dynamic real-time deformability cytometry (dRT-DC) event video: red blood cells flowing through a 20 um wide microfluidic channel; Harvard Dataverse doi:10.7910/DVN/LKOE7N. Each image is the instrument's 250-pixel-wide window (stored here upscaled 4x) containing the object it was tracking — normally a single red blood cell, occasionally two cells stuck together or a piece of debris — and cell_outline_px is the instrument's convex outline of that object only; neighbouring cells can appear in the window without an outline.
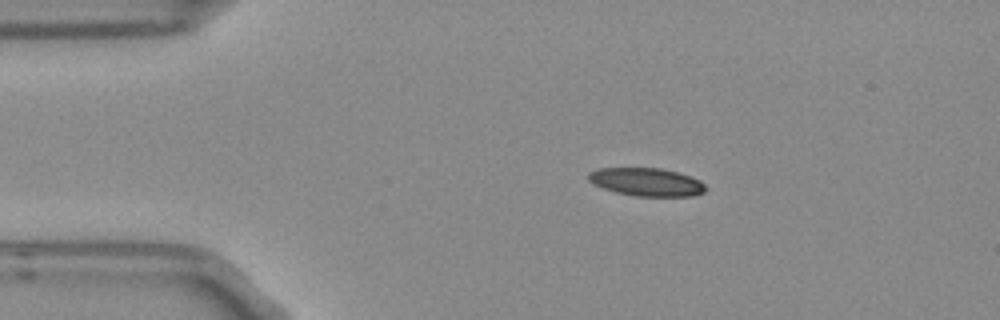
{"species": "Egyptian fruit bat (a non-hibernating species)", "species_latin": "Rousettus aegyptiacus", "temperature_condition": "room temperature", "stored_images_in_passage": 13, "camera_frame_rate_fps": 3000, "um_per_image_px": 0.085, "frame": {"image": 1, "passage_image": 2, "time_ms": 0.333, "image_size_px": [1000, 320], "cell_outline_px": [[708, 188], [704, 192], [692, 196], [636, 196], [616, 192], [592, 184], [588, 180], [588, 172], [596, 168], [660, 168], [680, 172], [692, 176], [700, 180]], "centroid_in_image_um": [54.97, 15.46], "position_along_channel_um": 30.0, "area_um2": 19.42}}
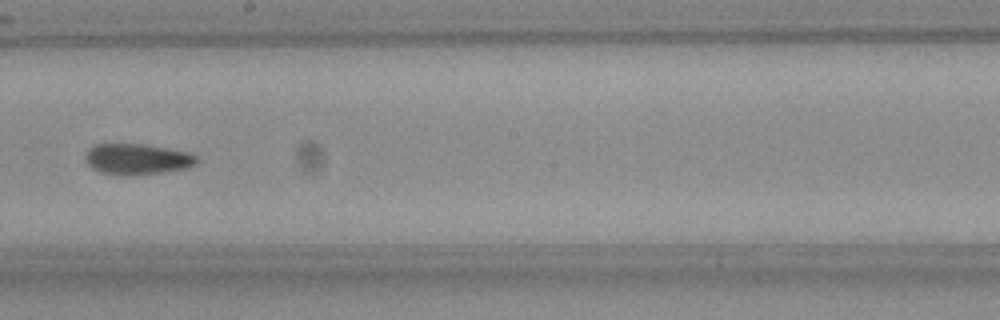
{"frame": {"image": 2, "passage_image": 7, "time_ms": 2.0, "image_size_px": [1000, 320], "cell_outline_px": [[196, 164], [184, 168], [160, 172], [120, 176], [100, 172], [92, 168], [88, 164], [88, 148], [96, 144], [144, 144], [188, 152], [196, 156]], "centroid_in_image_um": [11.64, 13.52], "position_along_channel_um": 236.6, "area_um2": 19.59}}
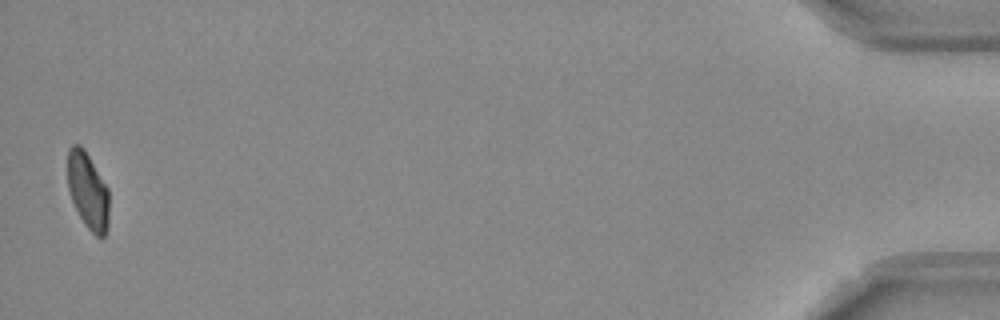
{"frame": {"image": 3, "passage_image": 13, "time_ms": 4.0, "image_size_px": [1000, 320], "cell_outline_px": [[108, 228], [104, 236], [96, 236], [88, 228], [80, 216], [72, 200], [68, 188], [68, 148], [72, 144], [80, 144], [84, 148], [108, 188]], "centroid_in_image_um": [7.47, 16.18], "position_along_channel_um": 427.7, "area_um2": 18.32}}